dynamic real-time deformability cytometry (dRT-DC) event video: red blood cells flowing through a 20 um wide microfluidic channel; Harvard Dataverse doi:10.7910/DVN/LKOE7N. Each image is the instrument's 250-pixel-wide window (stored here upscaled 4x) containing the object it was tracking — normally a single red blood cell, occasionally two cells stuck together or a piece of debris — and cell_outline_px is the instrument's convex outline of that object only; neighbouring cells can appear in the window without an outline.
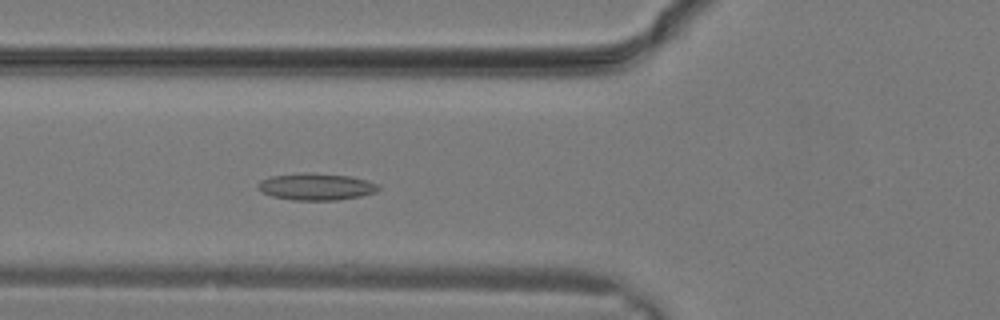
{"species": "common noctule bat (a hibernating species)", "species_latin": "Nyctalus noctula", "temperature_condition": "warm", "stored_images_in_passage": 10, "camera_frame_rate_fps": 3000, "um_per_image_px": 0.085, "animal": {"sex": "male", "body_mass_g": 19.2, "forearm_length_mm": 51.8}, "frame": {"image": 1, "passage_image": 10, "time_ms": 3.0, "image_size_px": [1000, 320], "cell_outline_px": [[380, 188], [376, 192], [360, 196], [336, 200], [292, 200], [272, 196], [260, 192], [256, 188], [256, 184], [260, 180], [272, 176], [308, 172], [348, 176], [368, 180], [380, 184]], "centroid_in_image_um": [26.85, 15.87], "position_along_channel_um": 98.9, "area_um2": 19.02}}